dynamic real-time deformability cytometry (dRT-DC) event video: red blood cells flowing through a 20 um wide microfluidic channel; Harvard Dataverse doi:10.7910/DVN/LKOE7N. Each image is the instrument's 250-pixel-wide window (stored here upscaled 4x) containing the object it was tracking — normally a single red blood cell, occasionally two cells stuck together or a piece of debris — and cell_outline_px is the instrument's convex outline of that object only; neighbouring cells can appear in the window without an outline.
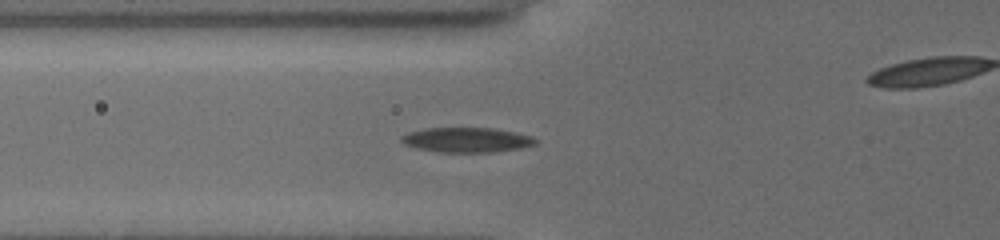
{"species": "common noctule bat (a hibernating species)", "species_latin": "Nyctalus noctula", "temperature_condition": "cold", "stored_images_in_passage": 11, "segment_of_instrument_passage": [1, 2], "camera_frame_rate_fps": 3000, "um_per_image_px": 0.085, "animal": {"sex": "female", "body_mass_g": 19.5, "forearm_length_mm": 54.1}, "frame": {"image": 1, "passage_image": 10, "time_ms": 7.0, "image_size_px": [1000, 240], "cell_outline_px": [[536, 144], [520, 148], [492, 152], [436, 152], [416, 148], [404, 144], [400, 140], [400, 136], [408, 132], [424, 128], [492, 128], [532, 136], [536, 140]], "centroid_in_image_um": [39.61, 11.89], "position_along_channel_um": 86.2, "area_um2": 19.36}}